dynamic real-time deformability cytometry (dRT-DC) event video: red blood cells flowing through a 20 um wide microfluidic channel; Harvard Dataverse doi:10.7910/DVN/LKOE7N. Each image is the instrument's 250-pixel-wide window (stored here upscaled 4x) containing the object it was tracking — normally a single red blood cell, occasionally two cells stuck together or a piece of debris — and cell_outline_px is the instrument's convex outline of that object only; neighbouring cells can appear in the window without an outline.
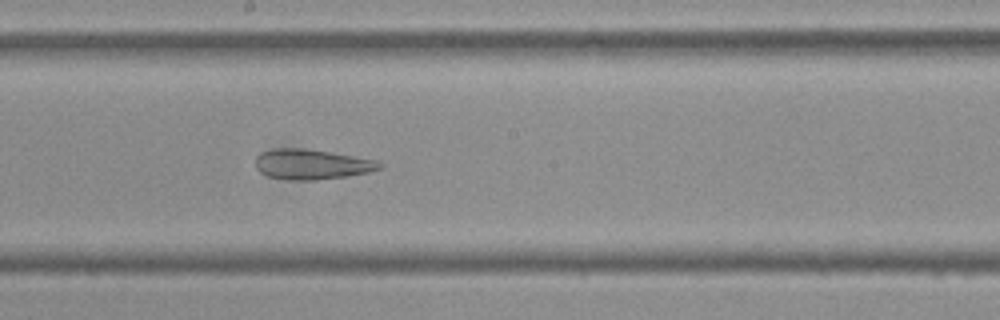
{"species": "Egyptian fruit bat (a non-hibernating species)", "species_latin": "Rousettus aegyptiacus", "temperature_condition": "cold", "stored_images_in_passage": 52, "camera_frame_rate_fps": 3000, "um_per_image_px": 0.085, "frame": {"image": 1, "passage_image": 29, "time_ms": 9.333, "image_size_px": [1000, 320], "cell_outline_px": [[384, 168], [368, 172], [348, 176], [316, 180], [288, 180], [268, 176], [260, 172], [256, 168], [256, 156], [260, 152], [276, 148], [304, 148], [332, 152], [376, 160], [384, 164]], "centroid_in_image_um": [26.51, 13.96], "position_along_channel_um": 221.7, "area_um2": 22.02}}
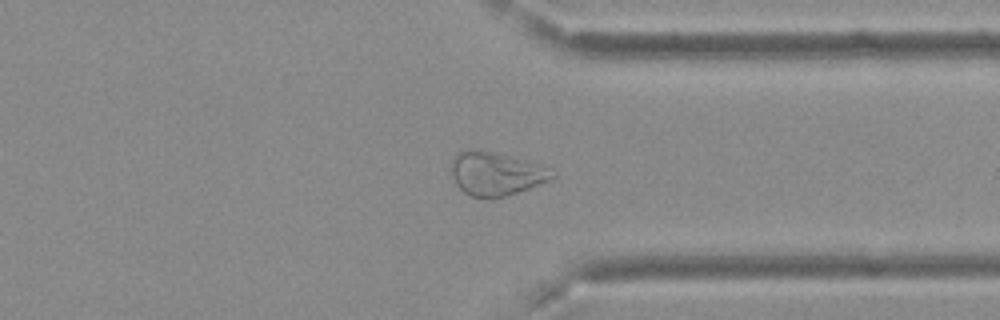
{"frame": {"image": 2, "passage_image": 41, "time_ms": 13.333, "image_size_px": [1000, 320], "cell_outline_px": [[556, 176], [552, 180], [504, 196], [488, 200], [472, 196], [464, 192], [456, 184], [452, 176], [452, 160], [456, 152], [472, 148], [492, 152], [524, 160], [536, 164], [556, 172]], "centroid_in_image_um": [42.12, 14.77], "position_along_channel_um": 369.3, "area_um2": 25.49}}
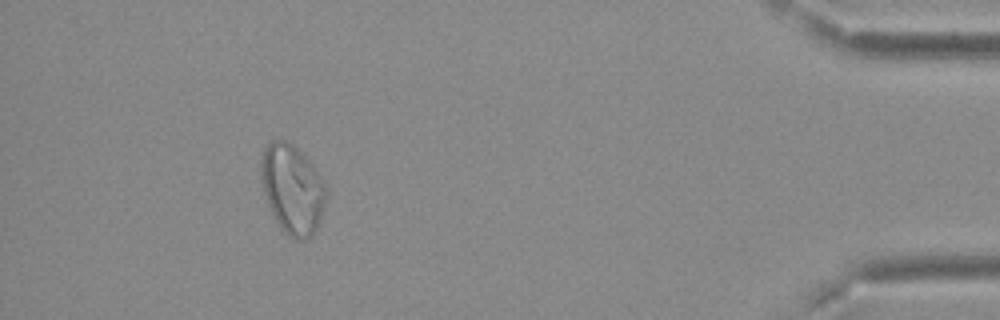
{"frame": {"image": 3, "passage_image": 49, "time_ms": 16.0, "image_size_px": [1000, 320], "cell_outline_px": [[328, 196], [316, 228], [312, 236], [304, 240], [292, 240], [280, 228], [268, 204], [264, 192], [260, 172], [260, 160], [264, 148], [272, 140], [288, 140], [312, 164], [324, 180], [328, 192]], "centroid_in_image_um": [24.86, 16.09], "position_along_channel_um": 410.3, "area_um2": 34.04}, "authors_computed_cell_mechanics": {"area_um2": 29.1312, "velocity_mm_per_s": 3.7231, "shape_relaxation_time_tau1_ms": null, "shape_relaxation_time_tau2_ms": 3.3419, "deformation_change_tau1": null, "deformation_change_tau2": 0.1203}}